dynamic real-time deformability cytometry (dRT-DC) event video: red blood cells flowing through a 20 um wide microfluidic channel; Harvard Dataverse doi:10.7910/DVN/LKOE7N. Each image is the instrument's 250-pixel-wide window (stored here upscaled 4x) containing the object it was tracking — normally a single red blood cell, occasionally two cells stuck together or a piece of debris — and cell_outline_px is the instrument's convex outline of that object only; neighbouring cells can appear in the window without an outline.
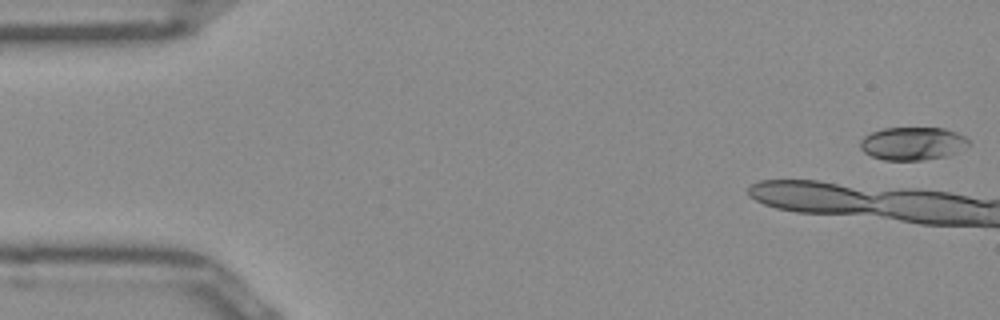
{"species": "Egyptian fruit bat (a non-hibernating species)", "species_latin": "Rousettus aegyptiacus", "temperature_condition": "room temperature", "stored_images_in_passage": 4, "camera_frame_rate_fps": 3000, "um_per_image_px": 0.085, "frame": {"image": 1, "passage_image": 1, "time_ms": 0.0, "image_size_px": [1000, 320], "cell_outline_px": [[968, 144], [944, 156], [924, 160], [884, 160], [872, 156], [864, 152], [860, 148], [860, 140], [864, 136], [872, 132], [884, 128], [944, 128], [956, 132], [964, 136], [968, 140]], "centroid_in_image_um": [77.5, 12.19], "position_along_channel_um": 7.5, "area_um2": 20.52}}